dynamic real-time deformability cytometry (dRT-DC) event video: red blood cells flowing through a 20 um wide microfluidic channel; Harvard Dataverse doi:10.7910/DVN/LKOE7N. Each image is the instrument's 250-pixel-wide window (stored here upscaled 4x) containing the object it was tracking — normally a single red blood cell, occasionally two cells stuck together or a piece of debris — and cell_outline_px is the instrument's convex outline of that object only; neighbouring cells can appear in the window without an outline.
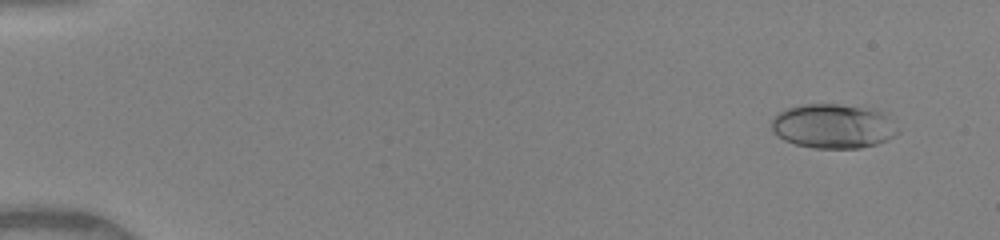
{"species": "human", "species_latin": "Homo sapiens", "temperature_condition": "warm", "stored_images_in_passage": 50, "camera_frame_rate_fps": 3000, "um_per_image_px": 0.085, "donor": {"sex": "female"}, "frame": {"image": 1, "passage_image": 4, "time_ms": 1.0, "image_size_px": [1000, 240], "cell_outline_px": [[900, 132], [896, 136], [888, 140], [876, 144], [860, 148], [812, 148], [796, 144], [784, 140], [772, 132], [772, 116], [784, 108], [804, 104], [836, 104], [888, 112], [900, 128]], "centroid_in_image_um": [70.86, 10.72], "position_along_channel_um": 14.1, "area_um2": 33.29}}
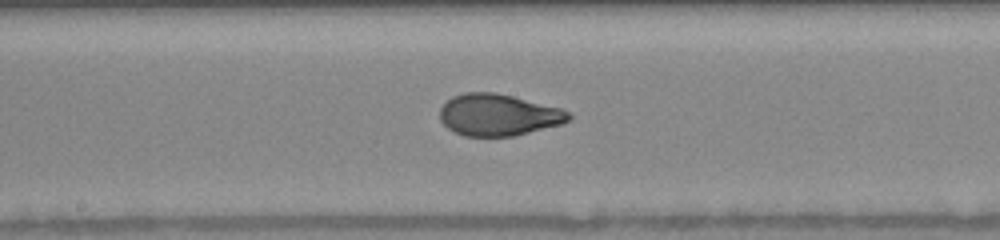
{"frame": {"image": 2, "passage_image": 28, "time_ms": 9.0, "image_size_px": [1000, 240], "cell_outline_px": [[572, 116], [564, 124], [512, 136], [464, 136], [448, 128], [440, 120], [440, 108], [452, 96], [464, 92], [496, 92], [560, 108], [568, 112]], "centroid_in_image_um": [42.35, 9.76], "position_along_channel_um": 205.8, "area_um2": 31.21}}
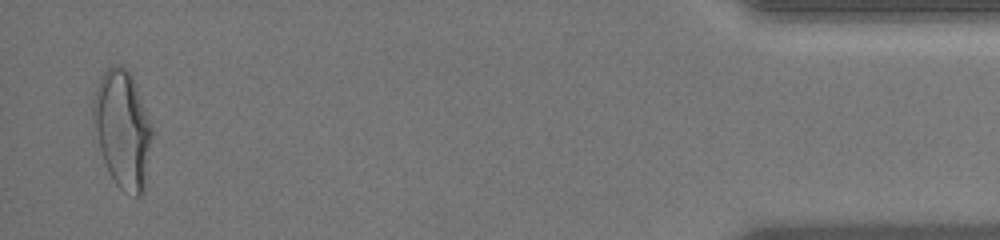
{"frame": {"image": 3, "passage_image": 49, "time_ms": 16.0, "image_size_px": [1000, 240], "cell_outline_px": [[152, 136], [144, 192], [140, 196], [136, 196], [120, 188], [116, 184], [108, 172], [100, 148], [92, 116], [92, 100], [96, 88], [104, 72], [112, 64], [116, 64], [124, 68], [132, 76], [136, 84], [152, 128]], "centroid_in_image_um": [10.42, 10.98], "position_along_channel_um": 424.8, "area_um2": 39.82}, "authors_computed_cell_mechanics": {"area_um2": 31.9923, "velocity_mm_per_s": 4.1452, "shape_relaxation_time_tau1_ms": 4.0434, "shape_relaxation_time_tau2_ms": 0.6956, "deformation_change_tau1": 0.2145, "deformation_change_tau2": 0.064}}